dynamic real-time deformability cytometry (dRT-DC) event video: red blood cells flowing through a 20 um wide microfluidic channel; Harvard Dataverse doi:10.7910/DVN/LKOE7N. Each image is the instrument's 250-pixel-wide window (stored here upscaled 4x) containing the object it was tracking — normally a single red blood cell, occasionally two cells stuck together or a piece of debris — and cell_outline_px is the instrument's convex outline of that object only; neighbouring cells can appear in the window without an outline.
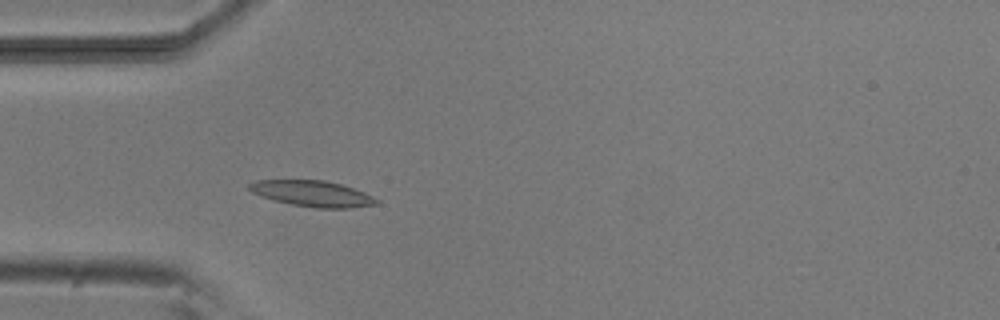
{"species": "common noctule bat (a hibernating species)", "species_latin": "Nyctalus noctula", "temperature_condition": "room temperature", "stored_images_in_passage": 6, "camera_frame_rate_fps": 3000, "um_per_image_px": 0.085, "animal": {"sex": "male", "body_mass_g": 20.5, "forearm_length_mm": 52.5}, "frame": {"image": 1, "passage_image": 6, "time_ms": 21.0, "image_size_px": [1000, 320], "cell_outline_px": [[380, 204], [352, 208], [316, 208], [292, 204], [272, 200], [260, 196], [252, 192], [248, 188], [248, 184], [256, 180], [324, 180], [340, 184], [364, 192], [380, 200]], "centroid_in_image_um": [26.56, 16.46], "position_along_channel_um": 58.4, "area_um2": 19.31}}